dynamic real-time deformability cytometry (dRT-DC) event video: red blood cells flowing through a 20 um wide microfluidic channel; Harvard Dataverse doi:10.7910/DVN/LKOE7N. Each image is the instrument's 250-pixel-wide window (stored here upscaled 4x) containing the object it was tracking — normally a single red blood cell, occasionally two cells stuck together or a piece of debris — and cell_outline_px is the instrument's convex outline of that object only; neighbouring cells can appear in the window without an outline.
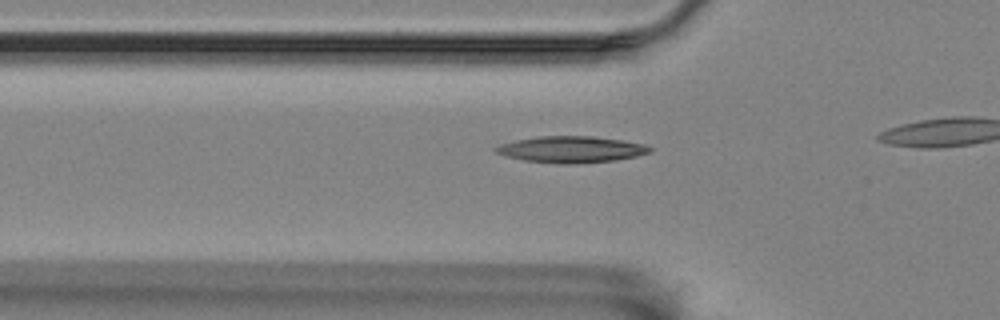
{"species": "Egyptian fruit bat (a non-hibernating species)", "species_latin": "Rousettus aegyptiacus", "temperature_condition": "room temperature", "stored_images_in_passage": 9, "camera_frame_rate_fps": 3000, "um_per_image_px": 0.085, "animal": {"sex": "female"}, "frame": {"image": 1, "passage_image": 3, "time_ms": 0.667, "image_size_px": [1000, 320], "cell_outline_px": [[652, 152], [636, 156], [616, 160], [568, 164], [560, 164], [524, 160], [504, 156], [496, 152], [492, 148], [500, 144], [516, 140], [536, 136], [592, 136], [624, 140], [644, 144], [652, 148]], "centroid_in_image_um": [48.54, 12.69], "position_along_channel_um": 77.3, "area_um2": 23.81}}
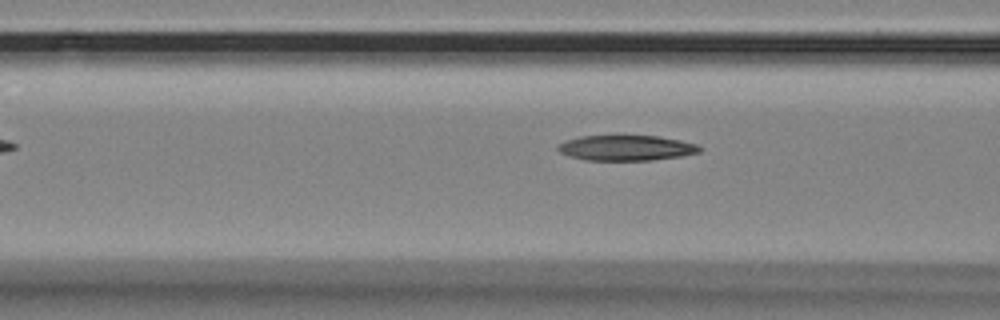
{"frame": {"image": 2, "passage_image": 6, "time_ms": 1.667, "image_size_px": [1000, 320], "cell_outline_px": [[704, 148], [700, 152], [680, 156], [652, 160], [584, 160], [568, 156], [560, 152], [556, 148], [564, 140], [580, 136], [616, 132], [660, 136], [680, 140], [696, 144]], "centroid_in_image_um": [53.19, 12.51], "position_along_channel_um": 113.4, "area_um2": 22.14}}